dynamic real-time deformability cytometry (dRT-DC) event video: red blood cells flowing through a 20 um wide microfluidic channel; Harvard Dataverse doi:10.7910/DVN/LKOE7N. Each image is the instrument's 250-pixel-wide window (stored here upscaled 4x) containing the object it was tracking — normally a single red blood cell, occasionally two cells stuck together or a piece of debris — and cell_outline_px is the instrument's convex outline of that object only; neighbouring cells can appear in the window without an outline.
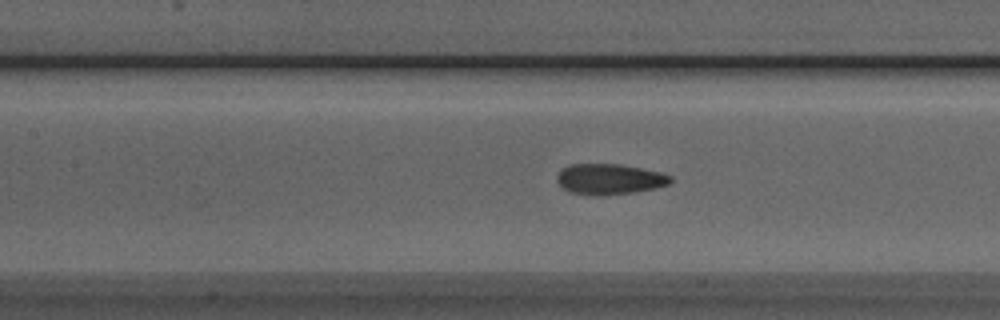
{"species": "Egyptian fruit bat (a non-hibernating species)", "species_latin": "Rousettus aegyptiacus", "temperature_condition": "room temperature", "stored_images_in_passage": 22, "camera_frame_rate_fps": 3000, "um_per_image_px": 0.085, "animal": {"sex": "male"}, "frame": {"image": 1, "passage_image": 19, "time_ms": 6.0, "image_size_px": [1000, 320], "cell_outline_px": [[672, 180], [668, 184], [656, 188], [632, 192], [600, 196], [592, 196], [568, 192], [556, 180], [556, 176], [564, 168], [572, 164], [620, 164], [660, 172], [672, 176]], "centroid_in_image_um": [51.8, 15.24], "position_along_channel_um": 155.6, "area_um2": 20.23}}